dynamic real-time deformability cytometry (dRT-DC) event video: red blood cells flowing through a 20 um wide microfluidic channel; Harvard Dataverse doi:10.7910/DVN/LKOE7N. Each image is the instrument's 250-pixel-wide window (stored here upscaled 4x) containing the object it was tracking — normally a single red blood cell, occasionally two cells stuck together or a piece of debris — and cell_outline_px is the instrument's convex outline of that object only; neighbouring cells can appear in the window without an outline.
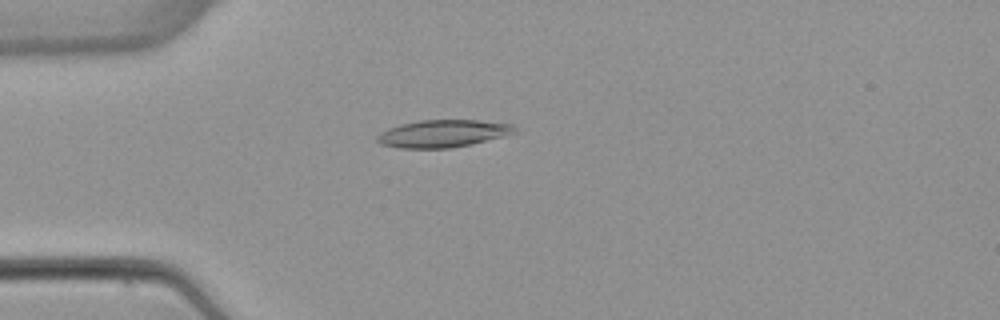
{"species": "common noctule bat (a hibernating species)", "species_latin": "Nyctalus noctula", "temperature_condition": "warm", "stored_images_in_passage": 4, "camera_frame_rate_fps": 3000, "um_per_image_px": 0.085, "animal": {"sex": "female", "body_mass_g": 22.7, "forearm_length_mm": 54.2}, "frame": {"image": 1, "passage_image": 4, "time_ms": 4.0, "image_size_px": [1000, 320], "cell_outline_px": [[520, 132], [472, 144], [452, 148], [396, 148], [380, 144], [376, 140], [376, 136], [380, 132], [388, 128], [400, 124], [420, 120], [476, 120], [512, 124]], "centroid_in_image_um": [37.64, 11.35], "position_along_channel_um": 47.4, "area_um2": 22.2}}